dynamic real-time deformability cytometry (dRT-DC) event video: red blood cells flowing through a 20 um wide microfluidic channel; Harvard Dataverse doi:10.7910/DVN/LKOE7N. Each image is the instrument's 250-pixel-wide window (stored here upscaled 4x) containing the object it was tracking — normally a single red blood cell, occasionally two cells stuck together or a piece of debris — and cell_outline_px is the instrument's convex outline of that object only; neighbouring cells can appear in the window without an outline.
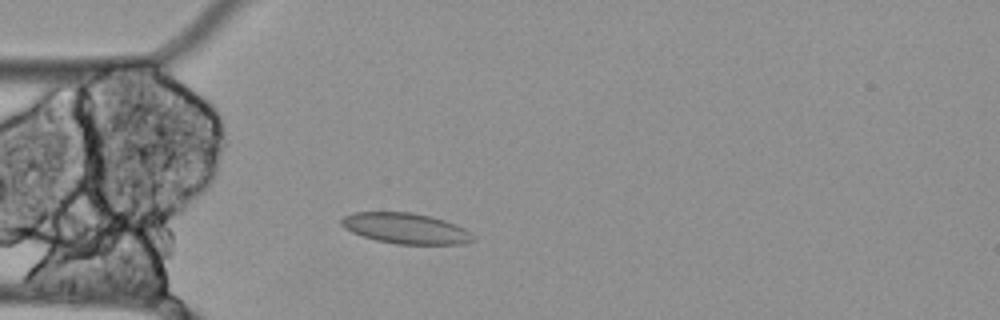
{"species": "Egyptian fruit bat (a non-hibernating species)", "species_latin": "Rousettus aegyptiacus", "temperature_condition": "cold", "stored_images_in_passage": 51, "camera_frame_rate_fps": 3000, "um_per_image_px": 0.085, "animal": {"sex": "female"}, "frame": {"image": 1, "passage_image": 10, "time_ms": 3.0, "image_size_px": [1000, 320], "cell_outline_px": [[476, 240], [460, 244], [396, 244], [376, 240], [352, 232], [344, 228], [340, 224], [340, 220], [344, 216], [352, 212], [412, 212], [444, 220], [464, 228], [472, 232], [476, 236]], "centroid_in_image_um": [34.49, 19.41], "position_along_channel_um": 50.5, "area_um2": 23.58}}
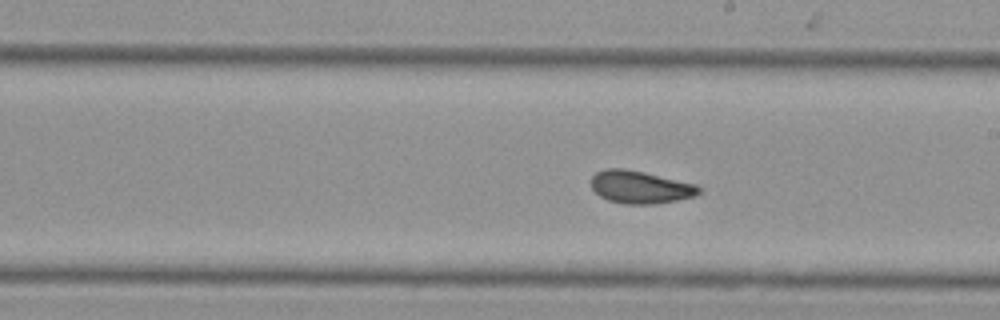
{"frame": {"image": 2, "passage_image": 26, "time_ms": 8.333, "image_size_px": [1000, 320], "cell_outline_px": [[700, 192], [696, 196], [676, 200], [652, 204], [624, 204], [608, 200], [600, 196], [592, 188], [592, 176], [596, 172], [604, 168], [624, 168], [644, 172], [696, 184], [700, 188]], "centroid_in_image_um": [54.41, 15.9], "position_along_channel_um": 234.6, "area_um2": 20.46}}
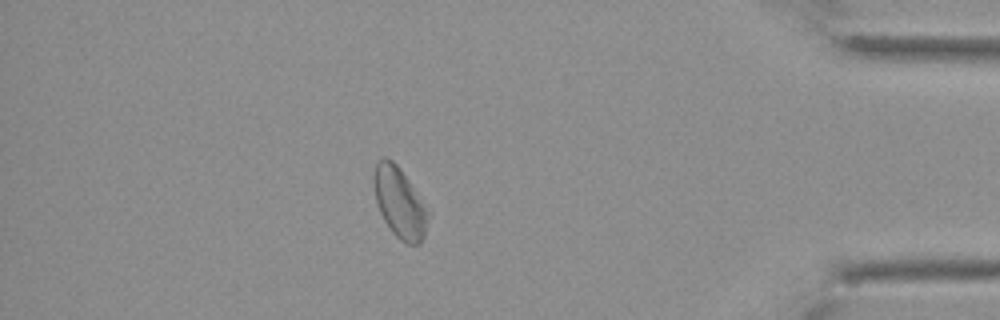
{"frame": {"image": 3, "passage_image": 44, "time_ms": 14.333, "image_size_px": [1000, 320], "cell_outline_px": [[428, 212], [424, 236], [420, 244], [408, 244], [400, 240], [392, 232], [384, 220], [380, 212], [376, 200], [372, 180], [372, 176], [376, 160], [384, 156], [392, 160], [400, 168], [408, 180]], "centroid_in_image_um": [33.9, 17.19], "position_along_channel_um": 401.3, "area_um2": 21.96}}